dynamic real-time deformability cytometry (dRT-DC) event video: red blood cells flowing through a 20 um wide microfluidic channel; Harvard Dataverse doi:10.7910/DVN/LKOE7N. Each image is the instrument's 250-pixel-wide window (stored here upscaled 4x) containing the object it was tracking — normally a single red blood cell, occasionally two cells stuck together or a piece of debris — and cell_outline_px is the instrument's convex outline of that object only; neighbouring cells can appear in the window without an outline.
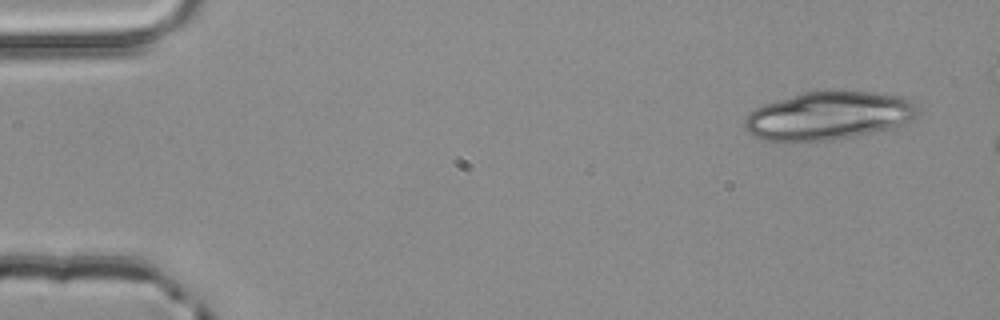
{"species": "common noctule bat (a hibernating species)", "species_latin": "Nyctalus noctula", "temperature_condition": "room temperature", "stored_images_in_passage": 4, "camera_frame_rate_fps": 3000, "um_per_image_px": 0.085, "animal": {"sex": "male", "body_mass_g": 20.4}, "frame": {"image": 1, "passage_image": 1, "time_ms": 0.0, "image_size_px": [1000, 320], "cell_outline_px": [[920, 112], [912, 120], [892, 128], [852, 136], [824, 140], [768, 140], [756, 136], [748, 132], [744, 128], [744, 120], [748, 112], [764, 104], [804, 92], [828, 88], [832, 88], [872, 92], [904, 96], [912, 100], [920, 108]], "centroid_in_image_um": [70.49, 9.78], "position_along_channel_um": 14.5, "area_um2": 49.07}}